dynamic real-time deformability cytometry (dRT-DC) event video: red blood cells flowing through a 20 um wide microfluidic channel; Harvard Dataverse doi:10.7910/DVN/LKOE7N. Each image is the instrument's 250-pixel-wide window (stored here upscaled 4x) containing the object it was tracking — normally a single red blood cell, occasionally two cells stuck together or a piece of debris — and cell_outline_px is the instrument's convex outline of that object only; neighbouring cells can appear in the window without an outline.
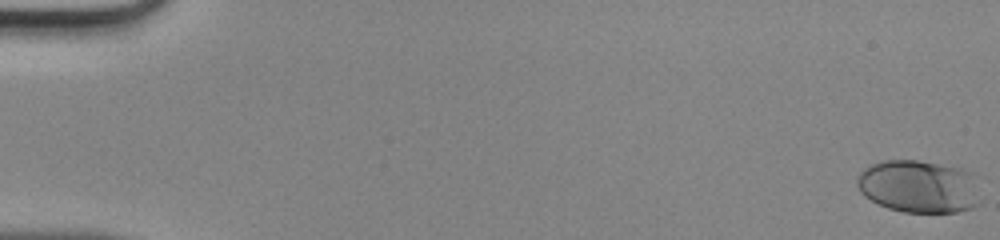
{"species": "human", "species_latin": "Homo sapiens", "temperature_condition": "room temperature", "stored_images_in_passage": 49, "camera_frame_rate_fps": 3000, "um_per_image_px": 0.085, "donor": {"sex": "male"}, "frame": {"image": 1, "passage_image": 1, "time_ms": 0.0, "image_size_px": [1000, 240], "cell_outline_px": [[980, 204], [972, 208], [956, 212], [904, 212], [888, 208], [876, 204], [864, 196], [860, 192], [856, 184], [856, 176], [864, 168], [872, 164], [884, 160], [916, 160], [960, 168], [972, 172]], "centroid_in_image_um": [78.05, 15.86], "position_along_channel_um": 7.0, "area_um2": 38.03}}
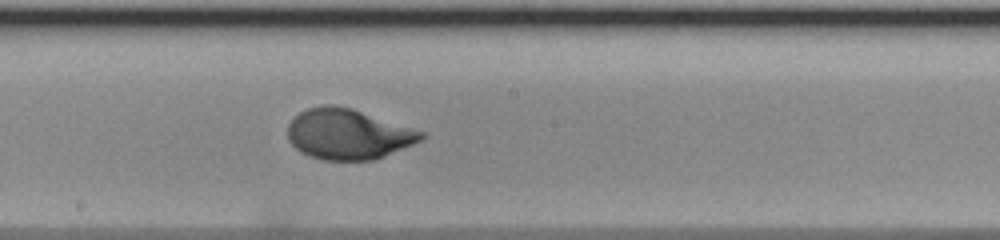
{"frame": {"image": 2, "passage_image": 28, "time_ms": 9.0, "image_size_px": [1000, 240], "cell_outline_px": [[424, 136], [420, 140], [412, 144], [384, 156], [372, 160], [324, 160], [308, 156], [300, 152], [288, 140], [288, 124], [300, 112], [308, 108], [324, 104], [332, 104], [352, 108], [424, 132]], "centroid_in_image_um": [29.54, 11.4], "position_along_channel_um": 218.7, "area_um2": 38.96}}
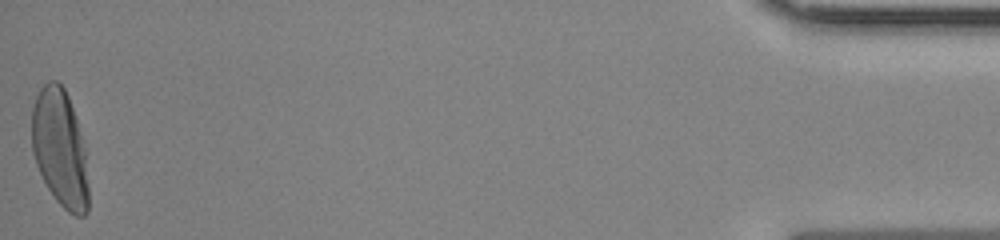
{"frame": {"image": 3, "passage_image": 49, "time_ms": 16.0, "image_size_px": [1000, 240], "cell_outline_px": [[88, 212], [84, 216], [76, 216], [68, 212], [56, 200], [48, 188], [36, 164], [32, 152], [32, 108], [36, 96], [40, 88], [48, 80], [56, 80], [64, 88], [68, 96], [88, 152]], "centroid_in_image_um": [5.13, 12.61], "position_along_channel_um": 430.1, "area_um2": 39.42}}